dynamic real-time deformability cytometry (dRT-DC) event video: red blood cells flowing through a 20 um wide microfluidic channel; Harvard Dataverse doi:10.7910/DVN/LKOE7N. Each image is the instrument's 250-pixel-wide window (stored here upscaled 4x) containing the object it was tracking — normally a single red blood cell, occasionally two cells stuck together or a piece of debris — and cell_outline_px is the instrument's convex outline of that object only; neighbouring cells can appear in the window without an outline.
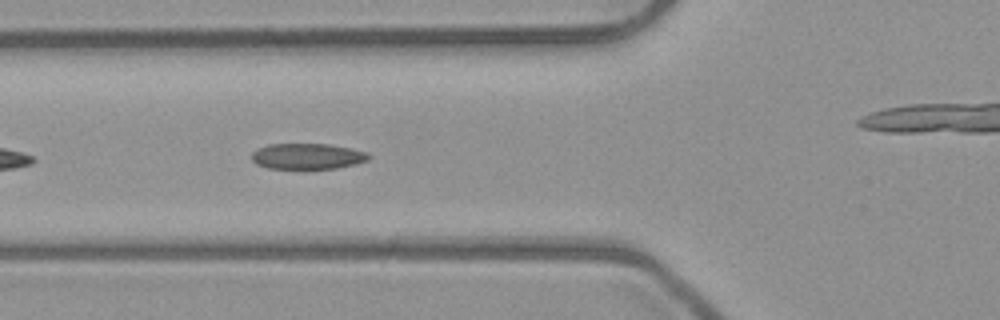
{"species": "common noctule bat (a hibernating species)", "species_latin": "Nyctalus noctula", "temperature_condition": "room temperature", "stored_images_in_passage": 11, "camera_frame_rate_fps": 3000, "um_per_image_px": 0.085, "animal": {"sex": "male", "body_mass_g": 23.1, "forearm_length_mm": 52.7}, "frame": {"image": 1, "passage_image": 5, "time_ms": 1.333, "image_size_px": [1000, 320], "cell_outline_px": [[372, 156], [368, 160], [356, 164], [336, 168], [268, 168], [256, 164], [252, 160], [252, 152], [256, 148], [268, 144], [328, 144], [352, 148], [368, 152]], "centroid_in_image_um": [26.15, 13.27], "position_along_channel_um": 99.7, "area_um2": 17.69}}
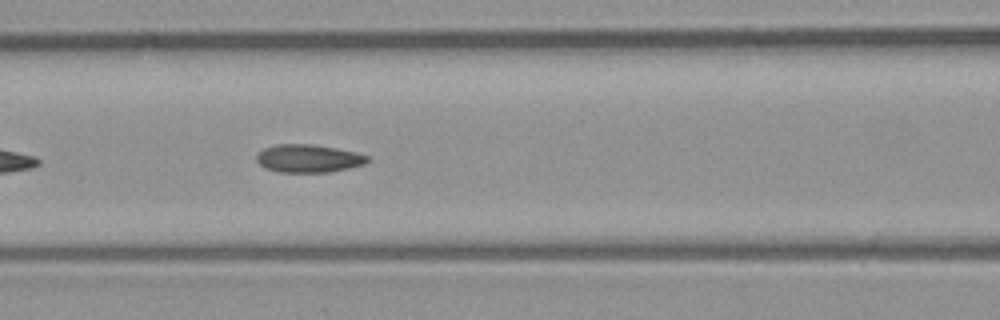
{"frame": {"image": 2, "passage_image": 8, "time_ms": 2.333, "image_size_px": [1000, 320], "cell_outline_px": [[368, 160], [364, 164], [348, 168], [328, 172], [280, 172], [264, 168], [256, 160], [256, 156], [264, 148], [276, 144], [312, 144], [336, 148], [356, 152], [368, 156]], "centroid_in_image_um": [26.19, 13.46], "position_along_channel_um": 140.4, "area_um2": 17.98}}